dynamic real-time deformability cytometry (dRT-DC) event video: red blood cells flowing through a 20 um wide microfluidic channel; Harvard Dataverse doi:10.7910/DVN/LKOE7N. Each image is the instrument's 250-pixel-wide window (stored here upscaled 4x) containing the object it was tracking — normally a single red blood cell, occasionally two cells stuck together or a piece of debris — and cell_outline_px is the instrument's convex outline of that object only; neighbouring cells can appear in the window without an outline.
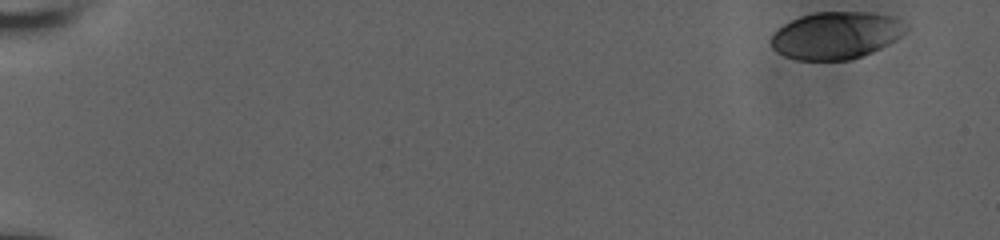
{"species": "human", "species_latin": "Homo sapiens", "temperature_condition": "room temperature", "stored_images_in_passage": 55, "camera_frame_rate_fps": 3000, "um_per_image_px": 0.085, "donor": {"sex": "male"}, "frame": {"image": 1, "passage_image": 1, "time_ms": 0.0, "image_size_px": [1000, 240], "cell_outline_px": [[908, 28], [896, 40], [872, 52], [852, 60], [796, 60], [784, 56], [776, 52], [772, 48], [772, 36], [784, 24], [800, 16], [816, 12], [864, 12], [896, 16], [908, 24]], "centroid_in_image_um": [71.1, 3.01], "position_along_channel_um": 13.9, "area_um2": 37.22}}
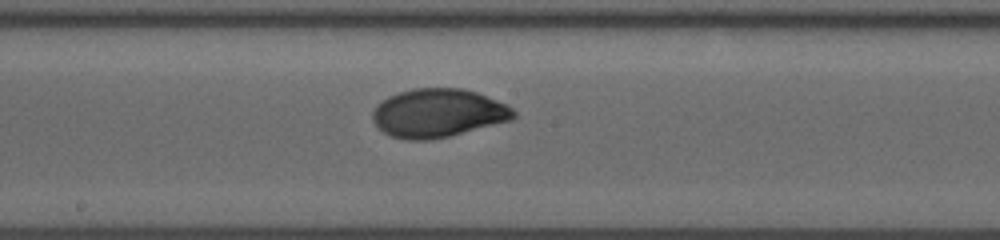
{"frame": {"image": 2, "passage_image": 31, "time_ms": 10.0, "image_size_px": [1000, 240], "cell_outline_px": [[516, 116], [512, 120], [432, 140], [408, 140], [392, 136], [376, 128], [372, 120], [372, 112], [376, 104], [388, 96], [412, 88], [464, 88], [476, 92], [508, 104], [516, 112]], "centroid_in_image_um": [37.22, 9.61], "position_along_channel_um": 211.0, "area_um2": 40.11}}
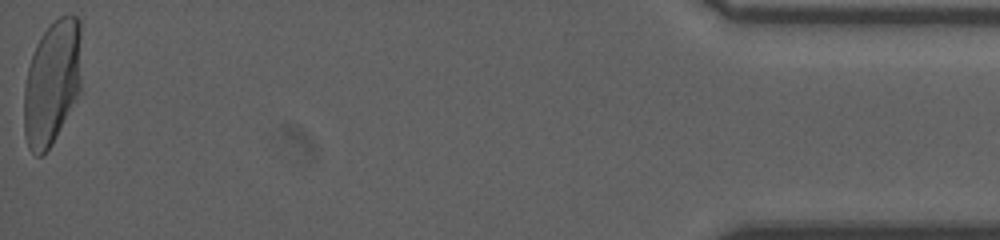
{"frame": {"image": 3, "passage_image": 55, "time_ms": 18.0, "image_size_px": [1000, 240], "cell_outline_px": [[80, 92], [76, 100], [52, 144], [40, 156], [36, 156], [28, 148], [24, 136], [24, 88], [28, 68], [36, 44], [44, 32], [60, 16], [68, 12], [76, 16], [80, 20]], "centroid_in_image_um": [4.42, 7.03], "position_along_channel_um": 430.8, "area_um2": 41.73}, "authors_computed_cell_mechanics": {"area_um2": 38.9572, "velocity_mm_per_s": 3.8036, "shape_relaxation_time_tau1_ms": 3.9775, "shape_relaxation_time_tau2_ms": null, "deformation_change_tau1": 0.1822, "deformation_change_tau2": null}}